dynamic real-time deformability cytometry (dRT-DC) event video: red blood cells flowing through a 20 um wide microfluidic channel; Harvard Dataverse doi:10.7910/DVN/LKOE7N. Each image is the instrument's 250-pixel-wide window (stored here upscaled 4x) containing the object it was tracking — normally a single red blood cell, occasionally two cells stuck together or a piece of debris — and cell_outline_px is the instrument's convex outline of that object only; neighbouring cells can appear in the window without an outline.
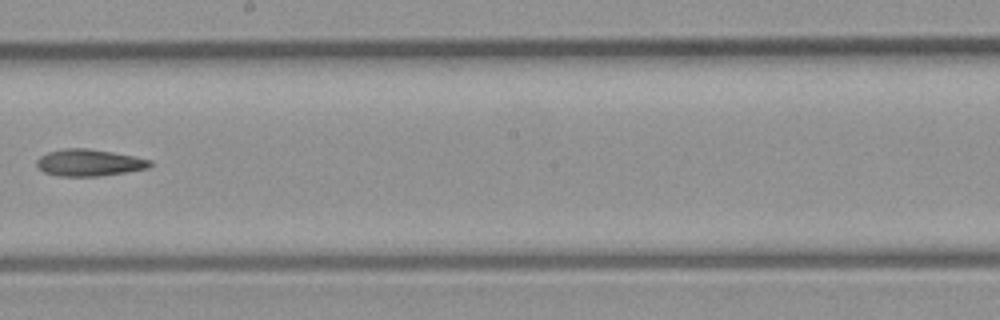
{"species": "common noctule bat (a hibernating species)", "species_latin": "Nyctalus noctula", "temperature_condition": "room temperature", "stored_images_in_passage": 32, "camera_frame_rate_fps": 3000, "um_per_image_px": 0.085, "animal": {"sex": "male", "body_mass_g": 23.1, "forearm_length_mm": 52.7}, "frame": {"image": 1, "passage_image": 19, "time_ms": 6.0, "image_size_px": [1000, 320], "cell_outline_px": [[152, 164], [148, 168], [100, 176], [60, 176], [44, 172], [36, 164], [36, 160], [40, 156], [48, 152], [64, 148], [88, 148], [112, 152], [152, 160]], "centroid_in_image_um": [7.56, 13.82], "position_along_channel_um": 240.6, "area_um2": 17.57}}
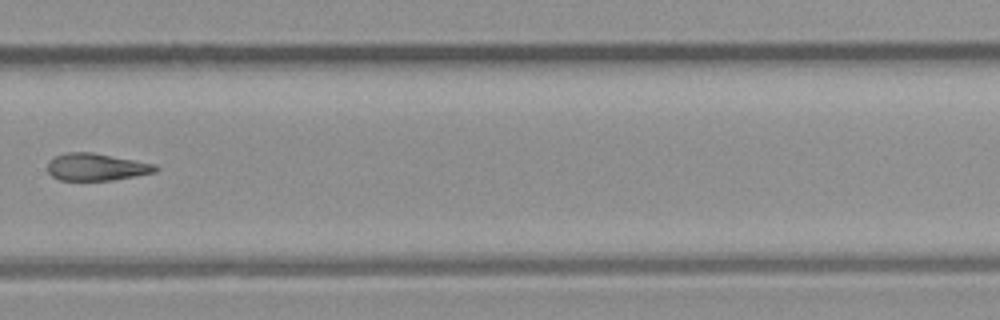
{"frame": {"image": 2, "passage_image": 23, "time_ms": 7.333, "image_size_px": [1000, 320], "cell_outline_px": [[160, 168], [156, 172], [136, 176], [112, 180], [60, 180], [52, 176], [48, 172], [48, 164], [56, 156], [64, 152], [92, 152], [136, 160], [156, 164]], "centroid_in_image_um": [8.23, 14.19], "position_along_channel_um": 321.6, "area_um2": 17.17}}